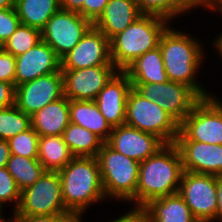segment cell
<instances>
[{
    "mask_svg": "<svg viewBox=\"0 0 222 222\" xmlns=\"http://www.w3.org/2000/svg\"><path fill=\"white\" fill-rule=\"evenodd\" d=\"M183 172L181 155L174 143L140 162L134 207L142 208L152 199L177 193Z\"/></svg>",
    "mask_w": 222,
    "mask_h": 222,
    "instance_id": "obj_1",
    "label": "cell"
},
{
    "mask_svg": "<svg viewBox=\"0 0 222 222\" xmlns=\"http://www.w3.org/2000/svg\"><path fill=\"white\" fill-rule=\"evenodd\" d=\"M159 47L168 80L188 85L201 98L212 96L195 78L204 57L198 39L168 26L161 35Z\"/></svg>",
    "mask_w": 222,
    "mask_h": 222,
    "instance_id": "obj_2",
    "label": "cell"
},
{
    "mask_svg": "<svg viewBox=\"0 0 222 222\" xmlns=\"http://www.w3.org/2000/svg\"><path fill=\"white\" fill-rule=\"evenodd\" d=\"M65 208L83 216L88 206L106 199L97 157H74L58 171Z\"/></svg>",
    "mask_w": 222,
    "mask_h": 222,
    "instance_id": "obj_3",
    "label": "cell"
},
{
    "mask_svg": "<svg viewBox=\"0 0 222 222\" xmlns=\"http://www.w3.org/2000/svg\"><path fill=\"white\" fill-rule=\"evenodd\" d=\"M169 21L155 15L142 14L124 31L110 40L111 62L123 71L136 58L159 46Z\"/></svg>",
    "mask_w": 222,
    "mask_h": 222,
    "instance_id": "obj_4",
    "label": "cell"
},
{
    "mask_svg": "<svg viewBox=\"0 0 222 222\" xmlns=\"http://www.w3.org/2000/svg\"><path fill=\"white\" fill-rule=\"evenodd\" d=\"M105 197L136 204L140 162L112 149L104 143L97 155Z\"/></svg>",
    "mask_w": 222,
    "mask_h": 222,
    "instance_id": "obj_5",
    "label": "cell"
},
{
    "mask_svg": "<svg viewBox=\"0 0 222 222\" xmlns=\"http://www.w3.org/2000/svg\"><path fill=\"white\" fill-rule=\"evenodd\" d=\"M125 124L157 135L166 144L174 143L179 134V123L156 102L142 97L133 88L127 97Z\"/></svg>",
    "mask_w": 222,
    "mask_h": 222,
    "instance_id": "obj_6",
    "label": "cell"
},
{
    "mask_svg": "<svg viewBox=\"0 0 222 222\" xmlns=\"http://www.w3.org/2000/svg\"><path fill=\"white\" fill-rule=\"evenodd\" d=\"M38 215H72L65 208L58 171H44L32 186L21 191L14 216Z\"/></svg>",
    "mask_w": 222,
    "mask_h": 222,
    "instance_id": "obj_7",
    "label": "cell"
},
{
    "mask_svg": "<svg viewBox=\"0 0 222 222\" xmlns=\"http://www.w3.org/2000/svg\"><path fill=\"white\" fill-rule=\"evenodd\" d=\"M222 101L202 98L179 124L175 141H197L222 145Z\"/></svg>",
    "mask_w": 222,
    "mask_h": 222,
    "instance_id": "obj_8",
    "label": "cell"
},
{
    "mask_svg": "<svg viewBox=\"0 0 222 222\" xmlns=\"http://www.w3.org/2000/svg\"><path fill=\"white\" fill-rule=\"evenodd\" d=\"M132 88L142 97L156 102L179 124L202 99L188 85L170 80L165 83H132Z\"/></svg>",
    "mask_w": 222,
    "mask_h": 222,
    "instance_id": "obj_9",
    "label": "cell"
},
{
    "mask_svg": "<svg viewBox=\"0 0 222 222\" xmlns=\"http://www.w3.org/2000/svg\"><path fill=\"white\" fill-rule=\"evenodd\" d=\"M178 193L199 222H215L217 211L215 175L184 171Z\"/></svg>",
    "mask_w": 222,
    "mask_h": 222,
    "instance_id": "obj_10",
    "label": "cell"
},
{
    "mask_svg": "<svg viewBox=\"0 0 222 222\" xmlns=\"http://www.w3.org/2000/svg\"><path fill=\"white\" fill-rule=\"evenodd\" d=\"M92 26L93 23L79 13L60 9L41 30L42 40L61 59L79 43Z\"/></svg>",
    "mask_w": 222,
    "mask_h": 222,
    "instance_id": "obj_11",
    "label": "cell"
},
{
    "mask_svg": "<svg viewBox=\"0 0 222 222\" xmlns=\"http://www.w3.org/2000/svg\"><path fill=\"white\" fill-rule=\"evenodd\" d=\"M64 96V78L58 72L40 76L15 87V105L29 116Z\"/></svg>",
    "mask_w": 222,
    "mask_h": 222,
    "instance_id": "obj_12",
    "label": "cell"
},
{
    "mask_svg": "<svg viewBox=\"0 0 222 222\" xmlns=\"http://www.w3.org/2000/svg\"><path fill=\"white\" fill-rule=\"evenodd\" d=\"M64 96L69 100H95L100 90L119 71L115 65H99L83 69H61Z\"/></svg>",
    "mask_w": 222,
    "mask_h": 222,
    "instance_id": "obj_13",
    "label": "cell"
},
{
    "mask_svg": "<svg viewBox=\"0 0 222 222\" xmlns=\"http://www.w3.org/2000/svg\"><path fill=\"white\" fill-rule=\"evenodd\" d=\"M60 60L61 69L76 70L99 65H114L110 57V40L94 26Z\"/></svg>",
    "mask_w": 222,
    "mask_h": 222,
    "instance_id": "obj_14",
    "label": "cell"
},
{
    "mask_svg": "<svg viewBox=\"0 0 222 222\" xmlns=\"http://www.w3.org/2000/svg\"><path fill=\"white\" fill-rule=\"evenodd\" d=\"M106 143L116 152L137 162L145 161L166 145L157 135L140 131L126 124L113 127Z\"/></svg>",
    "mask_w": 222,
    "mask_h": 222,
    "instance_id": "obj_15",
    "label": "cell"
},
{
    "mask_svg": "<svg viewBox=\"0 0 222 222\" xmlns=\"http://www.w3.org/2000/svg\"><path fill=\"white\" fill-rule=\"evenodd\" d=\"M131 89L128 75L119 70L94 100L112 128L125 124L127 97Z\"/></svg>",
    "mask_w": 222,
    "mask_h": 222,
    "instance_id": "obj_16",
    "label": "cell"
},
{
    "mask_svg": "<svg viewBox=\"0 0 222 222\" xmlns=\"http://www.w3.org/2000/svg\"><path fill=\"white\" fill-rule=\"evenodd\" d=\"M184 171L222 175V145L197 141H175Z\"/></svg>",
    "mask_w": 222,
    "mask_h": 222,
    "instance_id": "obj_17",
    "label": "cell"
},
{
    "mask_svg": "<svg viewBox=\"0 0 222 222\" xmlns=\"http://www.w3.org/2000/svg\"><path fill=\"white\" fill-rule=\"evenodd\" d=\"M15 58V87L61 69L60 58L43 40Z\"/></svg>",
    "mask_w": 222,
    "mask_h": 222,
    "instance_id": "obj_18",
    "label": "cell"
},
{
    "mask_svg": "<svg viewBox=\"0 0 222 222\" xmlns=\"http://www.w3.org/2000/svg\"><path fill=\"white\" fill-rule=\"evenodd\" d=\"M141 15L135 0H109L93 26L111 40Z\"/></svg>",
    "mask_w": 222,
    "mask_h": 222,
    "instance_id": "obj_19",
    "label": "cell"
},
{
    "mask_svg": "<svg viewBox=\"0 0 222 222\" xmlns=\"http://www.w3.org/2000/svg\"><path fill=\"white\" fill-rule=\"evenodd\" d=\"M142 208L148 222H199L178 192L152 199Z\"/></svg>",
    "mask_w": 222,
    "mask_h": 222,
    "instance_id": "obj_20",
    "label": "cell"
},
{
    "mask_svg": "<svg viewBox=\"0 0 222 222\" xmlns=\"http://www.w3.org/2000/svg\"><path fill=\"white\" fill-rule=\"evenodd\" d=\"M69 123V99L65 96L31 116L32 128L39 136L62 135Z\"/></svg>",
    "mask_w": 222,
    "mask_h": 222,
    "instance_id": "obj_21",
    "label": "cell"
},
{
    "mask_svg": "<svg viewBox=\"0 0 222 222\" xmlns=\"http://www.w3.org/2000/svg\"><path fill=\"white\" fill-rule=\"evenodd\" d=\"M131 83H165L168 81L160 47L147 51L123 70Z\"/></svg>",
    "mask_w": 222,
    "mask_h": 222,
    "instance_id": "obj_22",
    "label": "cell"
},
{
    "mask_svg": "<svg viewBox=\"0 0 222 222\" xmlns=\"http://www.w3.org/2000/svg\"><path fill=\"white\" fill-rule=\"evenodd\" d=\"M69 115L71 123L88 129L105 143L110 138L112 126L100 113L94 100H69Z\"/></svg>",
    "mask_w": 222,
    "mask_h": 222,
    "instance_id": "obj_23",
    "label": "cell"
},
{
    "mask_svg": "<svg viewBox=\"0 0 222 222\" xmlns=\"http://www.w3.org/2000/svg\"><path fill=\"white\" fill-rule=\"evenodd\" d=\"M73 158L62 135L39 136L38 160L45 171H59Z\"/></svg>",
    "mask_w": 222,
    "mask_h": 222,
    "instance_id": "obj_24",
    "label": "cell"
},
{
    "mask_svg": "<svg viewBox=\"0 0 222 222\" xmlns=\"http://www.w3.org/2000/svg\"><path fill=\"white\" fill-rule=\"evenodd\" d=\"M14 8L21 24L39 30L61 9L59 0H16Z\"/></svg>",
    "mask_w": 222,
    "mask_h": 222,
    "instance_id": "obj_25",
    "label": "cell"
},
{
    "mask_svg": "<svg viewBox=\"0 0 222 222\" xmlns=\"http://www.w3.org/2000/svg\"><path fill=\"white\" fill-rule=\"evenodd\" d=\"M62 136L74 157H97L105 143L93 132L71 122L65 128Z\"/></svg>",
    "mask_w": 222,
    "mask_h": 222,
    "instance_id": "obj_26",
    "label": "cell"
},
{
    "mask_svg": "<svg viewBox=\"0 0 222 222\" xmlns=\"http://www.w3.org/2000/svg\"><path fill=\"white\" fill-rule=\"evenodd\" d=\"M6 168L20 191L32 186L45 171L38 159L14 154L10 155Z\"/></svg>",
    "mask_w": 222,
    "mask_h": 222,
    "instance_id": "obj_27",
    "label": "cell"
},
{
    "mask_svg": "<svg viewBox=\"0 0 222 222\" xmlns=\"http://www.w3.org/2000/svg\"><path fill=\"white\" fill-rule=\"evenodd\" d=\"M32 127L31 116L20 110L15 104L0 108V139L8 141L13 136Z\"/></svg>",
    "mask_w": 222,
    "mask_h": 222,
    "instance_id": "obj_28",
    "label": "cell"
},
{
    "mask_svg": "<svg viewBox=\"0 0 222 222\" xmlns=\"http://www.w3.org/2000/svg\"><path fill=\"white\" fill-rule=\"evenodd\" d=\"M135 2L141 14L159 16L168 21L193 9L185 0H135Z\"/></svg>",
    "mask_w": 222,
    "mask_h": 222,
    "instance_id": "obj_29",
    "label": "cell"
},
{
    "mask_svg": "<svg viewBox=\"0 0 222 222\" xmlns=\"http://www.w3.org/2000/svg\"><path fill=\"white\" fill-rule=\"evenodd\" d=\"M42 41L41 30L20 24L2 48L17 57Z\"/></svg>",
    "mask_w": 222,
    "mask_h": 222,
    "instance_id": "obj_30",
    "label": "cell"
},
{
    "mask_svg": "<svg viewBox=\"0 0 222 222\" xmlns=\"http://www.w3.org/2000/svg\"><path fill=\"white\" fill-rule=\"evenodd\" d=\"M7 142L11 154L38 159L39 134L32 127Z\"/></svg>",
    "mask_w": 222,
    "mask_h": 222,
    "instance_id": "obj_31",
    "label": "cell"
},
{
    "mask_svg": "<svg viewBox=\"0 0 222 222\" xmlns=\"http://www.w3.org/2000/svg\"><path fill=\"white\" fill-rule=\"evenodd\" d=\"M21 201V191L18 189L17 184L8 172L6 167L0 168V202L15 203L13 213L17 210Z\"/></svg>",
    "mask_w": 222,
    "mask_h": 222,
    "instance_id": "obj_32",
    "label": "cell"
},
{
    "mask_svg": "<svg viewBox=\"0 0 222 222\" xmlns=\"http://www.w3.org/2000/svg\"><path fill=\"white\" fill-rule=\"evenodd\" d=\"M21 21L14 7L0 9V47L19 27Z\"/></svg>",
    "mask_w": 222,
    "mask_h": 222,
    "instance_id": "obj_33",
    "label": "cell"
},
{
    "mask_svg": "<svg viewBox=\"0 0 222 222\" xmlns=\"http://www.w3.org/2000/svg\"><path fill=\"white\" fill-rule=\"evenodd\" d=\"M16 58L0 47V81L15 85Z\"/></svg>",
    "mask_w": 222,
    "mask_h": 222,
    "instance_id": "obj_34",
    "label": "cell"
},
{
    "mask_svg": "<svg viewBox=\"0 0 222 222\" xmlns=\"http://www.w3.org/2000/svg\"><path fill=\"white\" fill-rule=\"evenodd\" d=\"M109 0H84L82 16L94 23L103 13Z\"/></svg>",
    "mask_w": 222,
    "mask_h": 222,
    "instance_id": "obj_35",
    "label": "cell"
},
{
    "mask_svg": "<svg viewBox=\"0 0 222 222\" xmlns=\"http://www.w3.org/2000/svg\"><path fill=\"white\" fill-rule=\"evenodd\" d=\"M15 103V85L0 81V108H5Z\"/></svg>",
    "mask_w": 222,
    "mask_h": 222,
    "instance_id": "obj_36",
    "label": "cell"
},
{
    "mask_svg": "<svg viewBox=\"0 0 222 222\" xmlns=\"http://www.w3.org/2000/svg\"><path fill=\"white\" fill-rule=\"evenodd\" d=\"M111 222H148V219L143 208L135 207Z\"/></svg>",
    "mask_w": 222,
    "mask_h": 222,
    "instance_id": "obj_37",
    "label": "cell"
},
{
    "mask_svg": "<svg viewBox=\"0 0 222 222\" xmlns=\"http://www.w3.org/2000/svg\"><path fill=\"white\" fill-rule=\"evenodd\" d=\"M72 215L14 216L16 222H61Z\"/></svg>",
    "mask_w": 222,
    "mask_h": 222,
    "instance_id": "obj_38",
    "label": "cell"
},
{
    "mask_svg": "<svg viewBox=\"0 0 222 222\" xmlns=\"http://www.w3.org/2000/svg\"><path fill=\"white\" fill-rule=\"evenodd\" d=\"M62 10L79 13L82 16L84 0H59Z\"/></svg>",
    "mask_w": 222,
    "mask_h": 222,
    "instance_id": "obj_39",
    "label": "cell"
},
{
    "mask_svg": "<svg viewBox=\"0 0 222 222\" xmlns=\"http://www.w3.org/2000/svg\"><path fill=\"white\" fill-rule=\"evenodd\" d=\"M217 185V211L216 220L222 222V175L216 176Z\"/></svg>",
    "mask_w": 222,
    "mask_h": 222,
    "instance_id": "obj_40",
    "label": "cell"
},
{
    "mask_svg": "<svg viewBox=\"0 0 222 222\" xmlns=\"http://www.w3.org/2000/svg\"><path fill=\"white\" fill-rule=\"evenodd\" d=\"M10 155L11 152L8 142L0 139V168L7 166Z\"/></svg>",
    "mask_w": 222,
    "mask_h": 222,
    "instance_id": "obj_41",
    "label": "cell"
},
{
    "mask_svg": "<svg viewBox=\"0 0 222 222\" xmlns=\"http://www.w3.org/2000/svg\"><path fill=\"white\" fill-rule=\"evenodd\" d=\"M192 8L201 6L210 10L218 0H185ZM196 6V7H195Z\"/></svg>",
    "mask_w": 222,
    "mask_h": 222,
    "instance_id": "obj_42",
    "label": "cell"
},
{
    "mask_svg": "<svg viewBox=\"0 0 222 222\" xmlns=\"http://www.w3.org/2000/svg\"><path fill=\"white\" fill-rule=\"evenodd\" d=\"M16 0H0V9L15 7Z\"/></svg>",
    "mask_w": 222,
    "mask_h": 222,
    "instance_id": "obj_43",
    "label": "cell"
},
{
    "mask_svg": "<svg viewBox=\"0 0 222 222\" xmlns=\"http://www.w3.org/2000/svg\"><path fill=\"white\" fill-rule=\"evenodd\" d=\"M214 46L217 48L221 59H222V33L216 37V39L213 41Z\"/></svg>",
    "mask_w": 222,
    "mask_h": 222,
    "instance_id": "obj_44",
    "label": "cell"
},
{
    "mask_svg": "<svg viewBox=\"0 0 222 222\" xmlns=\"http://www.w3.org/2000/svg\"><path fill=\"white\" fill-rule=\"evenodd\" d=\"M81 217L82 216L72 215V216H69L67 218H64L61 222H82Z\"/></svg>",
    "mask_w": 222,
    "mask_h": 222,
    "instance_id": "obj_45",
    "label": "cell"
},
{
    "mask_svg": "<svg viewBox=\"0 0 222 222\" xmlns=\"http://www.w3.org/2000/svg\"><path fill=\"white\" fill-rule=\"evenodd\" d=\"M210 10L218 11L219 13H222V0H218L211 8ZM222 15V14H221Z\"/></svg>",
    "mask_w": 222,
    "mask_h": 222,
    "instance_id": "obj_46",
    "label": "cell"
},
{
    "mask_svg": "<svg viewBox=\"0 0 222 222\" xmlns=\"http://www.w3.org/2000/svg\"><path fill=\"white\" fill-rule=\"evenodd\" d=\"M2 204L3 203L0 202V222H7L6 219L4 217L2 218V215H1L2 214L1 213L2 209L1 208L3 207Z\"/></svg>",
    "mask_w": 222,
    "mask_h": 222,
    "instance_id": "obj_47",
    "label": "cell"
},
{
    "mask_svg": "<svg viewBox=\"0 0 222 222\" xmlns=\"http://www.w3.org/2000/svg\"><path fill=\"white\" fill-rule=\"evenodd\" d=\"M7 222H16L14 216L10 220H7Z\"/></svg>",
    "mask_w": 222,
    "mask_h": 222,
    "instance_id": "obj_48",
    "label": "cell"
}]
</instances>
